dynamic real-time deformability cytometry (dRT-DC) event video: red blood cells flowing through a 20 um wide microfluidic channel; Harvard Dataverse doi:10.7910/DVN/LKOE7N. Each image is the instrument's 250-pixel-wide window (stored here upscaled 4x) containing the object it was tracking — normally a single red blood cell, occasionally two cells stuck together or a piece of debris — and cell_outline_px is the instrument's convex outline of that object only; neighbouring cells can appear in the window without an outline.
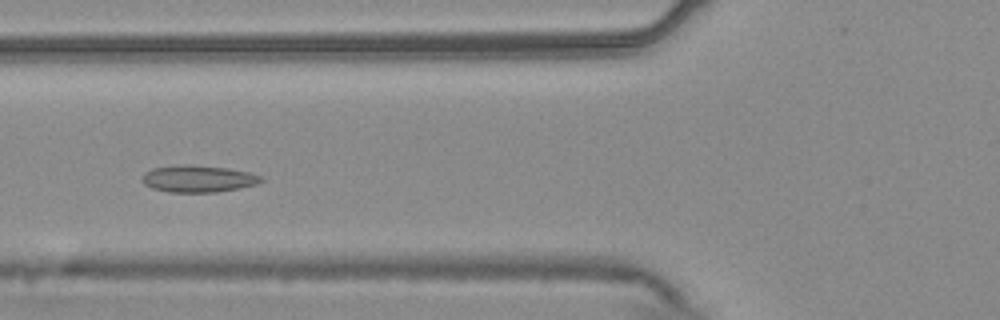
{"species": "common noctule bat (a hibernating species)", "species_latin": "Nyctalus noctula", "temperature_condition": "warm", "stored_images_in_passage": 41, "camera_frame_rate_fps": 3000, "um_per_image_px": 0.085, "animal": {"sex": "male", "body_mass_g": 20.4}, "frame": {"image": 1, "passage_image": 7, "time_ms": 2.0, "image_size_px": [1000, 320], "cell_outline_px": [[264, 180], [256, 184], [240, 188], [216, 192], [168, 192], [152, 188], [144, 184], [144, 172], [152, 168], [196, 164], [228, 168], [248, 172], [264, 176]], "centroid_in_image_um": [16.9, 15.19], "position_along_channel_um": 108.9, "area_um2": 18.61}}
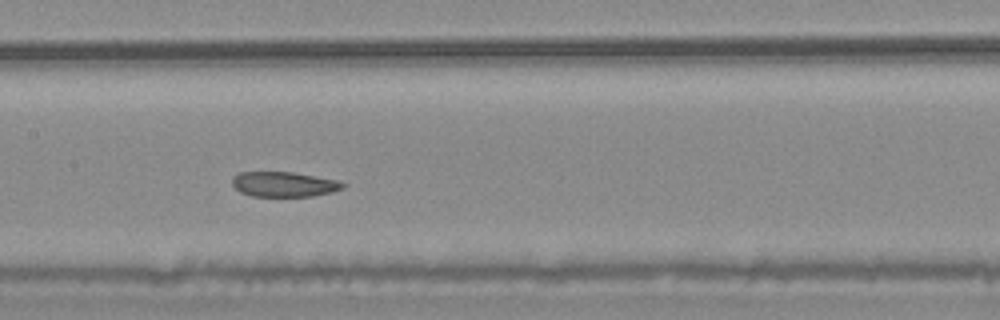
{"frame": {"image": 2, "passage_image": 13, "time_ms": 4.0, "image_size_px": [1000, 320], "cell_outline_px": [[348, 184], [344, 188], [332, 192], [312, 196], [252, 196], [240, 192], [232, 184], [232, 176], [240, 172], [292, 172], [336, 180]], "centroid_in_image_um": [24.14, 15.66], "position_along_channel_um": 183.3, "area_um2": 16.13}}
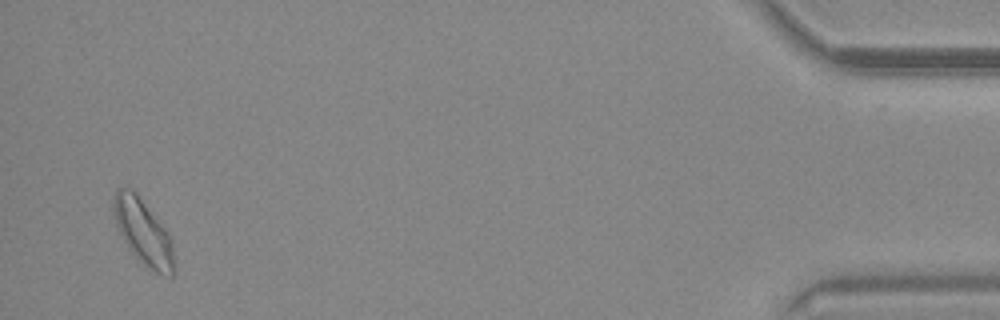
{"frame": {"image": 3, "passage_image": 39, "time_ms": 12.667, "image_size_px": [1000, 320], "cell_outline_px": [[176, 268], [172, 276], [156, 272], [148, 268], [128, 248], [116, 224], [112, 212], [112, 200], [116, 188], [132, 188], [136, 192], [172, 236], [176, 264]], "centroid_in_image_um": [12.2, 19.71], "position_along_channel_um": 423.0, "area_um2": 23.47}, "authors_computed_cell_mechanics": {"area_um2": 17.8602, "velocity_mm_per_s": 3.712, "shape_relaxation_time_tau1_ms": null, "shape_relaxation_time_tau2_ms": 2.3152, "deformation_change_tau1": null, "deformation_change_tau2": 0.0539}}